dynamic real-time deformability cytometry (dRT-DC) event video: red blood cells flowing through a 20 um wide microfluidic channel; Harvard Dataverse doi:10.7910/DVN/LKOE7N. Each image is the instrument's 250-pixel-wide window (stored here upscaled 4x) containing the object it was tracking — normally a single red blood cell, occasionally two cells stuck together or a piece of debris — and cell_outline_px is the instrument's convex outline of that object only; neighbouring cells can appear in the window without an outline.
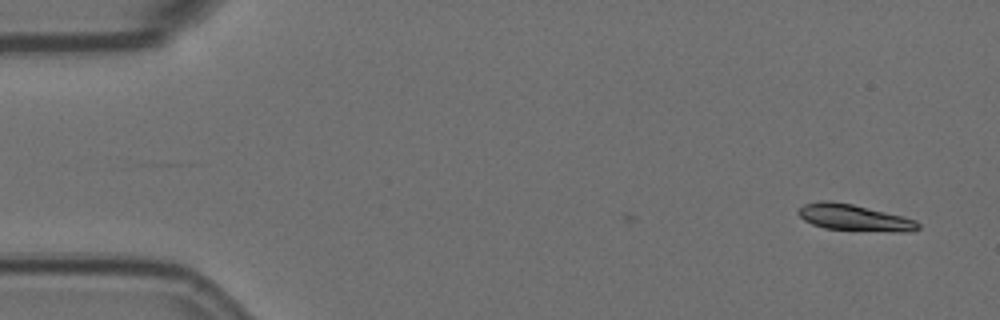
{"species": "Egyptian fruit bat (a non-hibernating species)", "species_latin": "Rousettus aegyptiacus", "temperature_condition": "room temperature", "stored_images_in_passage": 3, "camera_frame_rate_fps": 3000, "um_per_image_px": 0.085, "animal": {"sex": "female"}, "frame": {"image": 1, "passage_image": 3, "time_ms": 0.667, "image_size_px": [1000, 320], "cell_outline_px": [[920, 228], [912, 232], [900, 232], [824, 228], [812, 224], [804, 220], [796, 212], [804, 204], [820, 200], [828, 200], [852, 204], [904, 216], [916, 220], [920, 224]], "centroid_in_image_um": [72.63, 18.49], "position_along_channel_um": 12.4, "area_um2": 18.44}}